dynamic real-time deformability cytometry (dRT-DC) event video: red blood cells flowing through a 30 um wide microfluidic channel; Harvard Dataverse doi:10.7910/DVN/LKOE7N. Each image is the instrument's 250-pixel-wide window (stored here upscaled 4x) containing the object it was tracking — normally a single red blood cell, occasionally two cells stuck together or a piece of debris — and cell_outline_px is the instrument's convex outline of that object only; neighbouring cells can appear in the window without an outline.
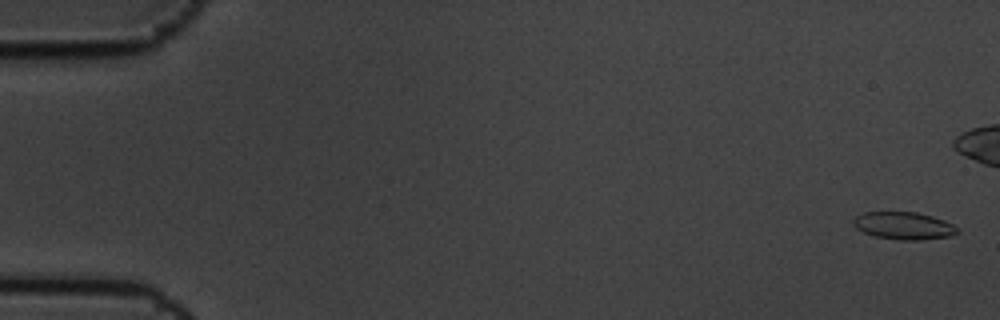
{"species": "common noctule bat (a hibernating species)", "species_latin": "Nyctalus noctula", "temperature_condition": "cold", "stored_images_in_passage": 7, "camera_frame_rate_fps": 3000, "um_per_image_px": 0.085, "animal": {"sex": "male", "body_mass_g": 19.5, "forearm_length_mm": 54.6}, "frame": {"image": 1, "passage_image": 1, "time_ms": 0.0, "image_size_px": [1000, 320], "cell_outline_px": [[960, 232], [952, 236], [920, 240], [900, 240], [876, 236], [864, 232], [856, 228], [852, 224], [852, 220], [856, 216], [864, 212], [916, 212], [932, 216], [944, 220], [952, 224]], "centroid_in_image_um": [76.82, 19.18], "position_along_channel_um": 8.2, "area_um2": 16.65}}